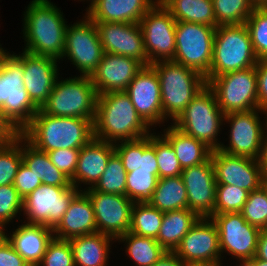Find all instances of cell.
Segmentation results:
<instances>
[{"label":"cell","instance_id":"1","mask_svg":"<svg viewBox=\"0 0 267 266\" xmlns=\"http://www.w3.org/2000/svg\"><path fill=\"white\" fill-rule=\"evenodd\" d=\"M149 129L125 91L98 95L94 138L111 143L135 140L149 135Z\"/></svg>","mask_w":267,"mask_h":266},{"label":"cell","instance_id":"2","mask_svg":"<svg viewBox=\"0 0 267 266\" xmlns=\"http://www.w3.org/2000/svg\"><path fill=\"white\" fill-rule=\"evenodd\" d=\"M23 15L24 51L62 59L67 24L61 10L49 0H32Z\"/></svg>","mask_w":267,"mask_h":266},{"label":"cell","instance_id":"3","mask_svg":"<svg viewBox=\"0 0 267 266\" xmlns=\"http://www.w3.org/2000/svg\"><path fill=\"white\" fill-rule=\"evenodd\" d=\"M20 134L35 148L44 152L81 149L94 137L93 120L52 116L39 109Z\"/></svg>","mask_w":267,"mask_h":266},{"label":"cell","instance_id":"4","mask_svg":"<svg viewBox=\"0 0 267 266\" xmlns=\"http://www.w3.org/2000/svg\"><path fill=\"white\" fill-rule=\"evenodd\" d=\"M5 51L0 53V106L4 118L20 133L39 108L24 88L22 53Z\"/></svg>","mask_w":267,"mask_h":266},{"label":"cell","instance_id":"5","mask_svg":"<svg viewBox=\"0 0 267 266\" xmlns=\"http://www.w3.org/2000/svg\"><path fill=\"white\" fill-rule=\"evenodd\" d=\"M160 81L163 117L173 120L184 111L190 101L207 85L206 78L194 69L173 60L151 64Z\"/></svg>","mask_w":267,"mask_h":266},{"label":"cell","instance_id":"6","mask_svg":"<svg viewBox=\"0 0 267 266\" xmlns=\"http://www.w3.org/2000/svg\"><path fill=\"white\" fill-rule=\"evenodd\" d=\"M258 61L245 24L217 26L206 82L215 76L254 67Z\"/></svg>","mask_w":267,"mask_h":266},{"label":"cell","instance_id":"7","mask_svg":"<svg viewBox=\"0 0 267 266\" xmlns=\"http://www.w3.org/2000/svg\"><path fill=\"white\" fill-rule=\"evenodd\" d=\"M224 117L213 90L206 85L171 124L203 142L213 151L221 146V142L217 141V135L220 133Z\"/></svg>","mask_w":267,"mask_h":266},{"label":"cell","instance_id":"8","mask_svg":"<svg viewBox=\"0 0 267 266\" xmlns=\"http://www.w3.org/2000/svg\"><path fill=\"white\" fill-rule=\"evenodd\" d=\"M97 91L90 76L69 77L59 81L40 110L52 116L91 119L94 121Z\"/></svg>","mask_w":267,"mask_h":266},{"label":"cell","instance_id":"9","mask_svg":"<svg viewBox=\"0 0 267 266\" xmlns=\"http://www.w3.org/2000/svg\"><path fill=\"white\" fill-rule=\"evenodd\" d=\"M207 85L213 90L224 115L260 109L255 66L215 76Z\"/></svg>","mask_w":267,"mask_h":266},{"label":"cell","instance_id":"10","mask_svg":"<svg viewBox=\"0 0 267 266\" xmlns=\"http://www.w3.org/2000/svg\"><path fill=\"white\" fill-rule=\"evenodd\" d=\"M215 30L216 27L177 21L173 61L194 69L206 78L209 75L213 57Z\"/></svg>","mask_w":267,"mask_h":266},{"label":"cell","instance_id":"11","mask_svg":"<svg viewBox=\"0 0 267 266\" xmlns=\"http://www.w3.org/2000/svg\"><path fill=\"white\" fill-rule=\"evenodd\" d=\"M148 63L173 60L176 49V20L158 1L141 18Z\"/></svg>","mask_w":267,"mask_h":266},{"label":"cell","instance_id":"12","mask_svg":"<svg viewBox=\"0 0 267 266\" xmlns=\"http://www.w3.org/2000/svg\"><path fill=\"white\" fill-rule=\"evenodd\" d=\"M84 17L71 27L67 25L62 58L67 56L80 71V76H91L102 60L104 50L95 22Z\"/></svg>","mask_w":267,"mask_h":266},{"label":"cell","instance_id":"13","mask_svg":"<svg viewBox=\"0 0 267 266\" xmlns=\"http://www.w3.org/2000/svg\"><path fill=\"white\" fill-rule=\"evenodd\" d=\"M79 191L80 188L73 185L58 187L42 183L23 199L22 211L27 216L26 223L43 224L54 229Z\"/></svg>","mask_w":267,"mask_h":266},{"label":"cell","instance_id":"14","mask_svg":"<svg viewBox=\"0 0 267 266\" xmlns=\"http://www.w3.org/2000/svg\"><path fill=\"white\" fill-rule=\"evenodd\" d=\"M264 114L265 123L262 124L258 113ZM224 121L230 123L229 146L221 144L218 150L231 155L259 159L261 145L267 128V111L253 109L245 112L228 113ZM264 127V128H263Z\"/></svg>","mask_w":267,"mask_h":266},{"label":"cell","instance_id":"15","mask_svg":"<svg viewBox=\"0 0 267 266\" xmlns=\"http://www.w3.org/2000/svg\"><path fill=\"white\" fill-rule=\"evenodd\" d=\"M210 218L218 229L221 254L227 252L239 261L256 256L261 230L249 224L241 212L213 214Z\"/></svg>","mask_w":267,"mask_h":266},{"label":"cell","instance_id":"16","mask_svg":"<svg viewBox=\"0 0 267 266\" xmlns=\"http://www.w3.org/2000/svg\"><path fill=\"white\" fill-rule=\"evenodd\" d=\"M86 189L84 192L93 205L97 232L114 239L129 232L134 202L125 195L102 193L91 187Z\"/></svg>","mask_w":267,"mask_h":266},{"label":"cell","instance_id":"17","mask_svg":"<svg viewBox=\"0 0 267 266\" xmlns=\"http://www.w3.org/2000/svg\"><path fill=\"white\" fill-rule=\"evenodd\" d=\"M217 185H234L251 193L262 186L263 171L257 159L213 150L210 155Z\"/></svg>","mask_w":267,"mask_h":266},{"label":"cell","instance_id":"18","mask_svg":"<svg viewBox=\"0 0 267 266\" xmlns=\"http://www.w3.org/2000/svg\"><path fill=\"white\" fill-rule=\"evenodd\" d=\"M138 115L150 127L164 123L159 77L151 66H144L125 91Z\"/></svg>","mask_w":267,"mask_h":266},{"label":"cell","instance_id":"19","mask_svg":"<svg viewBox=\"0 0 267 266\" xmlns=\"http://www.w3.org/2000/svg\"><path fill=\"white\" fill-rule=\"evenodd\" d=\"M183 262H221L219 233L210 217L199 218L173 251Z\"/></svg>","mask_w":267,"mask_h":266},{"label":"cell","instance_id":"20","mask_svg":"<svg viewBox=\"0 0 267 266\" xmlns=\"http://www.w3.org/2000/svg\"><path fill=\"white\" fill-rule=\"evenodd\" d=\"M104 52L131 57L144 66L148 63L139 23L95 22Z\"/></svg>","mask_w":267,"mask_h":266},{"label":"cell","instance_id":"21","mask_svg":"<svg viewBox=\"0 0 267 266\" xmlns=\"http://www.w3.org/2000/svg\"><path fill=\"white\" fill-rule=\"evenodd\" d=\"M188 209L200 218L211 217L216 204L217 182L211 157L203 164L183 169Z\"/></svg>","mask_w":267,"mask_h":266},{"label":"cell","instance_id":"22","mask_svg":"<svg viewBox=\"0 0 267 266\" xmlns=\"http://www.w3.org/2000/svg\"><path fill=\"white\" fill-rule=\"evenodd\" d=\"M58 59L23 51V84L31 101L40 109L58 79Z\"/></svg>","mask_w":267,"mask_h":266},{"label":"cell","instance_id":"23","mask_svg":"<svg viewBox=\"0 0 267 266\" xmlns=\"http://www.w3.org/2000/svg\"><path fill=\"white\" fill-rule=\"evenodd\" d=\"M144 65L137 59L104 52L90 78L97 94L126 91Z\"/></svg>","mask_w":267,"mask_h":266},{"label":"cell","instance_id":"24","mask_svg":"<svg viewBox=\"0 0 267 266\" xmlns=\"http://www.w3.org/2000/svg\"><path fill=\"white\" fill-rule=\"evenodd\" d=\"M97 232L93 205L88 195L80 190L71 200L61 221L53 229L54 238H71Z\"/></svg>","mask_w":267,"mask_h":266},{"label":"cell","instance_id":"25","mask_svg":"<svg viewBox=\"0 0 267 266\" xmlns=\"http://www.w3.org/2000/svg\"><path fill=\"white\" fill-rule=\"evenodd\" d=\"M115 152L114 143L92 138L79 152L78 162L71 185L76 188L79 183L89 185L91 188L97 183L106 169L111 155Z\"/></svg>","mask_w":267,"mask_h":266},{"label":"cell","instance_id":"26","mask_svg":"<svg viewBox=\"0 0 267 266\" xmlns=\"http://www.w3.org/2000/svg\"><path fill=\"white\" fill-rule=\"evenodd\" d=\"M158 0H93L86 16L94 22L139 23Z\"/></svg>","mask_w":267,"mask_h":266},{"label":"cell","instance_id":"27","mask_svg":"<svg viewBox=\"0 0 267 266\" xmlns=\"http://www.w3.org/2000/svg\"><path fill=\"white\" fill-rule=\"evenodd\" d=\"M3 235L29 266H37L41 262L48 243L54 237L53 229L25 221L10 236L6 232Z\"/></svg>","mask_w":267,"mask_h":266},{"label":"cell","instance_id":"28","mask_svg":"<svg viewBox=\"0 0 267 266\" xmlns=\"http://www.w3.org/2000/svg\"><path fill=\"white\" fill-rule=\"evenodd\" d=\"M116 143H114L115 152L121 158L127 173L143 171L158 175L154 133L139 139Z\"/></svg>","mask_w":267,"mask_h":266},{"label":"cell","instance_id":"29","mask_svg":"<svg viewBox=\"0 0 267 266\" xmlns=\"http://www.w3.org/2000/svg\"><path fill=\"white\" fill-rule=\"evenodd\" d=\"M113 237L96 232L69 240L75 266H106ZM110 246V247H109Z\"/></svg>","mask_w":267,"mask_h":266},{"label":"cell","instance_id":"30","mask_svg":"<svg viewBox=\"0 0 267 266\" xmlns=\"http://www.w3.org/2000/svg\"><path fill=\"white\" fill-rule=\"evenodd\" d=\"M164 131L162 136L175 150L182 169L203 164L210 158L212 150L198 139L183 133L174 125Z\"/></svg>","mask_w":267,"mask_h":266},{"label":"cell","instance_id":"31","mask_svg":"<svg viewBox=\"0 0 267 266\" xmlns=\"http://www.w3.org/2000/svg\"><path fill=\"white\" fill-rule=\"evenodd\" d=\"M199 218L188 208L164 212L156 241L166 251H174Z\"/></svg>","mask_w":267,"mask_h":266},{"label":"cell","instance_id":"32","mask_svg":"<svg viewBox=\"0 0 267 266\" xmlns=\"http://www.w3.org/2000/svg\"><path fill=\"white\" fill-rule=\"evenodd\" d=\"M22 162L43 184L70 187V179L50 161L47 152L40 151L22 136Z\"/></svg>","mask_w":267,"mask_h":266},{"label":"cell","instance_id":"33","mask_svg":"<svg viewBox=\"0 0 267 266\" xmlns=\"http://www.w3.org/2000/svg\"><path fill=\"white\" fill-rule=\"evenodd\" d=\"M177 21L217 27L212 0H158Z\"/></svg>","mask_w":267,"mask_h":266},{"label":"cell","instance_id":"34","mask_svg":"<svg viewBox=\"0 0 267 266\" xmlns=\"http://www.w3.org/2000/svg\"><path fill=\"white\" fill-rule=\"evenodd\" d=\"M148 203L162 212L188 208L182 176L160 178Z\"/></svg>","mask_w":267,"mask_h":266},{"label":"cell","instance_id":"35","mask_svg":"<svg viewBox=\"0 0 267 266\" xmlns=\"http://www.w3.org/2000/svg\"><path fill=\"white\" fill-rule=\"evenodd\" d=\"M116 240L127 243L126 253L136 266H153L166 252L156 239L132 232H127Z\"/></svg>","mask_w":267,"mask_h":266},{"label":"cell","instance_id":"36","mask_svg":"<svg viewBox=\"0 0 267 266\" xmlns=\"http://www.w3.org/2000/svg\"><path fill=\"white\" fill-rule=\"evenodd\" d=\"M164 212L148 202H136L131 210L129 232L156 239L161 227Z\"/></svg>","mask_w":267,"mask_h":266},{"label":"cell","instance_id":"37","mask_svg":"<svg viewBox=\"0 0 267 266\" xmlns=\"http://www.w3.org/2000/svg\"><path fill=\"white\" fill-rule=\"evenodd\" d=\"M127 172L119 155L114 152L107 162L106 169L92 187L93 190L108 194L126 196Z\"/></svg>","mask_w":267,"mask_h":266},{"label":"cell","instance_id":"38","mask_svg":"<svg viewBox=\"0 0 267 266\" xmlns=\"http://www.w3.org/2000/svg\"><path fill=\"white\" fill-rule=\"evenodd\" d=\"M217 26L245 24L255 8L251 0H212Z\"/></svg>","mask_w":267,"mask_h":266},{"label":"cell","instance_id":"39","mask_svg":"<svg viewBox=\"0 0 267 266\" xmlns=\"http://www.w3.org/2000/svg\"><path fill=\"white\" fill-rule=\"evenodd\" d=\"M22 163V135L10 143L0 145V186L13 184Z\"/></svg>","mask_w":267,"mask_h":266},{"label":"cell","instance_id":"40","mask_svg":"<svg viewBox=\"0 0 267 266\" xmlns=\"http://www.w3.org/2000/svg\"><path fill=\"white\" fill-rule=\"evenodd\" d=\"M258 60H267V6L255 7L245 22Z\"/></svg>","mask_w":267,"mask_h":266},{"label":"cell","instance_id":"41","mask_svg":"<svg viewBox=\"0 0 267 266\" xmlns=\"http://www.w3.org/2000/svg\"><path fill=\"white\" fill-rule=\"evenodd\" d=\"M158 180V175L149 172H128L126 179V196L134 203L148 202L157 186Z\"/></svg>","mask_w":267,"mask_h":266},{"label":"cell","instance_id":"42","mask_svg":"<svg viewBox=\"0 0 267 266\" xmlns=\"http://www.w3.org/2000/svg\"><path fill=\"white\" fill-rule=\"evenodd\" d=\"M155 154L158 163V177H177L182 167L171 144L161 135H155Z\"/></svg>","mask_w":267,"mask_h":266},{"label":"cell","instance_id":"43","mask_svg":"<svg viewBox=\"0 0 267 266\" xmlns=\"http://www.w3.org/2000/svg\"><path fill=\"white\" fill-rule=\"evenodd\" d=\"M249 192L234 185H217L213 214L241 212Z\"/></svg>","mask_w":267,"mask_h":266},{"label":"cell","instance_id":"44","mask_svg":"<svg viewBox=\"0 0 267 266\" xmlns=\"http://www.w3.org/2000/svg\"><path fill=\"white\" fill-rule=\"evenodd\" d=\"M241 214L249 224L260 230L267 228V196L262 186L249 193Z\"/></svg>","mask_w":267,"mask_h":266},{"label":"cell","instance_id":"45","mask_svg":"<svg viewBox=\"0 0 267 266\" xmlns=\"http://www.w3.org/2000/svg\"><path fill=\"white\" fill-rule=\"evenodd\" d=\"M23 210V199L13 184L0 186V228H5ZM5 227V228H4Z\"/></svg>","mask_w":267,"mask_h":266},{"label":"cell","instance_id":"46","mask_svg":"<svg viewBox=\"0 0 267 266\" xmlns=\"http://www.w3.org/2000/svg\"><path fill=\"white\" fill-rule=\"evenodd\" d=\"M37 266H75L69 240L54 238L48 243L45 254Z\"/></svg>","mask_w":267,"mask_h":266},{"label":"cell","instance_id":"47","mask_svg":"<svg viewBox=\"0 0 267 266\" xmlns=\"http://www.w3.org/2000/svg\"><path fill=\"white\" fill-rule=\"evenodd\" d=\"M80 149H56L48 151L50 161L70 180L76 170Z\"/></svg>","mask_w":267,"mask_h":266},{"label":"cell","instance_id":"48","mask_svg":"<svg viewBox=\"0 0 267 266\" xmlns=\"http://www.w3.org/2000/svg\"><path fill=\"white\" fill-rule=\"evenodd\" d=\"M41 184V180L22 162L13 182L20 197L24 199Z\"/></svg>","mask_w":267,"mask_h":266},{"label":"cell","instance_id":"49","mask_svg":"<svg viewBox=\"0 0 267 266\" xmlns=\"http://www.w3.org/2000/svg\"><path fill=\"white\" fill-rule=\"evenodd\" d=\"M0 266H29L4 235L0 237Z\"/></svg>","mask_w":267,"mask_h":266},{"label":"cell","instance_id":"50","mask_svg":"<svg viewBox=\"0 0 267 266\" xmlns=\"http://www.w3.org/2000/svg\"><path fill=\"white\" fill-rule=\"evenodd\" d=\"M259 108L267 111V60L256 64Z\"/></svg>","mask_w":267,"mask_h":266},{"label":"cell","instance_id":"51","mask_svg":"<svg viewBox=\"0 0 267 266\" xmlns=\"http://www.w3.org/2000/svg\"><path fill=\"white\" fill-rule=\"evenodd\" d=\"M19 132L4 118L0 115V145L10 143Z\"/></svg>","mask_w":267,"mask_h":266},{"label":"cell","instance_id":"52","mask_svg":"<svg viewBox=\"0 0 267 266\" xmlns=\"http://www.w3.org/2000/svg\"><path fill=\"white\" fill-rule=\"evenodd\" d=\"M153 266H185V262H183L173 251H166Z\"/></svg>","mask_w":267,"mask_h":266},{"label":"cell","instance_id":"53","mask_svg":"<svg viewBox=\"0 0 267 266\" xmlns=\"http://www.w3.org/2000/svg\"><path fill=\"white\" fill-rule=\"evenodd\" d=\"M256 257L267 262V228L260 231Z\"/></svg>","mask_w":267,"mask_h":266},{"label":"cell","instance_id":"54","mask_svg":"<svg viewBox=\"0 0 267 266\" xmlns=\"http://www.w3.org/2000/svg\"><path fill=\"white\" fill-rule=\"evenodd\" d=\"M258 161H259L260 166L262 167L263 178H267V128L263 136L262 145H261V153H260Z\"/></svg>","mask_w":267,"mask_h":266},{"label":"cell","instance_id":"55","mask_svg":"<svg viewBox=\"0 0 267 266\" xmlns=\"http://www.w3.org/2000/svg\"><path fill=\"white\" fill-rule=\"evenodd\" d=\"M221 262H187L185 266H222Z\"/></svg>","mask_w":267,"mask_h":266},{"label":"cell","instance_id":"56","mask_svg":"<svg viewBox=\"0 0 267 266\" xmlns=\"http://www.w3.org/2000/svg\"><path fill=\"white\" fill-rule=\"evenodd\" d=\"M252 266H267V262L261 259H258L256 256L251 260Z\"/></svg>","mask_w":267,"mask_h":266},{"label":"cell","instance_id":"57","mask_svg":"<svg viewBox=\"0 0 267 266\" xmlns=\"http://www.w3.org/2000/svg\"><path fill=\"white\" fill-rule=\"evenodd\" d=\"M255 7L267 6V0H251Z\"/></svg>","mask_w":267,"mask_h":266},{"label":"cell","instance_id":"58","mask_svg":"<svg viewBox=\"0 0 267 266\" xmlns=\"http://www.w3.org/2000/svg\"><path fill=\"white\" fill-rule=\"evenodd\" d=\"M239 262H240L239 266H252V263L250 260H244V261H239Z\"/></svg>","mask_w":267,"mask_h":266},{"label":"cell","instance_id":"59","mask_svg":"<svg viewBox=\"0 0 267 266\" xmlns=\"http://www.w3.org/2000/svg\"><path fill=\"white\" fill-rule=\"evenodd\" d=\"M262 187L265 189L266 196H267V178H263Z\"/></svg>","mask_w":267,"mask_h":266},{"label":"cell","instance_id":"60","mask_svg":"<svg viewBox=\"0 0 267 266\" xmlns=\"http://www.w3.org/2000/svg\"><path fill=\"white\" fill-rule=\"evenodd\" d=\"M3 230L0 228V237L3 235Z\"/></svg>","mask_w":267,"mask_h":266},{"label":"cell","instance_id":"61","mask_svg":"<svg viewBox=\"0 0 267 266\" xmlns=\"http://www.w3.org/2000/svg\"><path fill=\"white\" fill-rule=\"evenodd\" d=\"M0 115H3V111H2L1 106H0Z\"/></svg>","mask_w":267,"mask_h":266},{"label":"cell","instance_id":"62","mask_svg":"<svg viewBox=\"0 0 267 266\" xmlns=\"http://www.w3.org/2000/svg\"><path fill=\"white\" fill-rule=\"evenodd\" d=\"M4 49L1 47V45H0V53L3 51Z\"/></svg>","mask_w":267,"mask_h":266}]
</instances>
